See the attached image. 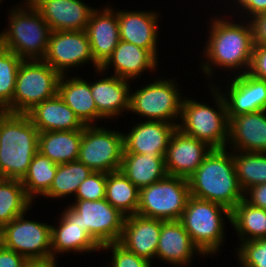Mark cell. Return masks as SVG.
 <instances>
[{"label": "cell", "mask_w": 266, "mask_h": 267, "mask_svg": "<svg viewBox=\"0 0 266 267\" xmlns=\"http://www.w3.org/2000/svg\"><path fill=\"white\" fill-rule=\"evenodd\" d=\"M195 252H197V254H202L179 220H162L156 257L174 264L175 266H184L190 263Z\"/></svg>", "instance_id": "obj_24"}, {"label": "cell", "mask_w": 266, "mask_h": 267, "mask_svg": "<svg viewBox=\"0 0 266 267\" xmlns=\"http://www.w3.org/2000/svg\"><path fill=\"white\" fill-rule=\"evenodd\" d=\"M239 154H233V162L243 192L252 186L266 183V153L240 151Z\"/></svg>", "instance_id": "obj_34"}, {"label": "cell", "mask_w": 266, "mask_h": 267, "mask_svg": "<svg viewBox=\"0 0 266 267\" xmlns=\"http://www.w3.org/2000/svg\"><path fill=\"white\" fill-rule=\"evenodd\" d=\"M41 13L52 31L86 30L92 7L81 0H27Z\"/></svg>", "instance_id": "obj_15"}, {"label": "cell", "mask_w": 266, "mask_h": 267, "mask_svg": "<svg viewBox=\"0 0 266 267\" xmlns=\"http://www.w3.org/2000/svg\"><path fill=\"white\" fill-rule=\"evenodd\" d=\"M58 165L47 156L37 152L29 165L27 174L21 180L27 196L34 200V196L45 195L54 180Z\"/></svg>", "instance_id": "obj_33"}, {"label": "cell", "mask_w": 266, "mask_h": 267, "mask_svg": "<svg viewBox=\"0 0 266 267\" xmlns=\"http://www.w3.org/2000/svg\"><path fill=\"white\" fill-rule=\"evenodd\" d=\"M226 149H212L187 181L191 196L216 202L231 211L245 194L235 172L233 152L231 155Z\"/></svg>", "instance_id": "obj_1"}, {"label": "cell", "mask_w": 266, "mask_h": 267, "mask_svg": "<svg viewBox=\"0 0 266 267\" xmlns=\"http://www.w3.org/2000/svg\"><path fill=\"white\" fill-rule=\"evenodd\" d=\"M27 9H12L9 29L0 33V46L22 60H43L48 50L51 30L31 2ZM28 10V11H26Z\"/></svg>", "instance_id": "obj_4"}, {"label": "cell", "mask_w": 266, "mask_h": 267, "mask_svg": "<svg viewBox=\"0 0 266 267\" xmlns=\"http://www.w3.org/2000/svg\"><path fill=\"white\" fill-rule=\"evenodd\" d=\"M245 10L252 17L266 13V0H252V3Z\"/></svg>", "instance_id": "obj_44"}, {"label": "cell", "mask_w": 266, "mask_h": 267, "mask_svg": "<svg viewBox=\"0 0 266 267\" xmlns=\"http://www.w3.org/2000/svg\"><path fill=\"white\" fill-rule=\"evenodd\" d=\"M59 227L51 226L52 261L56 262L55 254L68 251L93 252L101 247L85 232L78 222V213L69 206L60 218Z\"/></svg>", "instance_id": "obj_20"}, {"label": "cell", "mask_w": 266, "mask_h": 267, "mask_svg": "<svg viewBox=\"0 0 266 267\" xmlns=\"http://www.w3.org/2000/svg\"><path fill=\"white\" fill-rule=\"evenodd\" d=\"M158 14L145 11H118L120 40L148 49L157 56Z\"/></svg>", "instance_id": "obj_23"}, {"label": "cell", "mask_w": 266, "mask_h": 267, "mask_svg": "<svg viewBox=\"0 0 266 267\" xmlns=\"http://www.w3.org/2000/svg\"><path fill=\"white\" fill-rule=\"evenodd\" d=\"M120 170L140 189L167 175L165 155L123 153Z\"/></svg>", "instance_id": "obj_28"}, {"label": "cell", "mask_w": 266, "mask_h": 267, "mask_svg": "<svg viewBox=\"0 0 266 267\" xmlns=\"http://www.w3.org/2000/svg\"><path fill=\"white\" fill-rule=\"evenodd\" d=\"M86 33L94 61L101 67L112 55L120 41L118 12L111 7L95 9L87 23Z\"/></svg>", "instance_id": "obj_18"}, {"label": "cell", "mask_w": 266, "mask_h": 267, "mask_svg": "<svg viewBox=\"0 0 266 267\" xmlns=\"http://www.w3.org/2000/svg\"><path fill=\"white\" fill-rule=\"evenodd\" d=\"M101 249H112V266L111 267H151L152 262L137 256L129 251L119 242L106 244Z\"/></svg>", "instance_id": "obj_39"}, {"label": "cell", "mask_w": 266, "mask_h": 267, "mask_svg": "<svg viewBox=\"0 0 266 267\" xmlns=\"http://www.w3.org/2000/svg\"><path fill=\"white\" fill-rule=\"evenodd\" d=\"M215 87L212 85L211 91L213 90L219 111L188 97L183 98L180 116L182 124H178L177 128L184 134L205 142L212 149H224L229 142V119L223 95Z\"/></svg>", "instance_id": "obj_5"}, {"label": "cell", "mask_w": 266, "mask_h": 267, "mask_svg": "<svg viewBox=\"0 0 266 267\" xmlns=\"http://www.w3.org/2000/svg\"><path fill=\"white\" fill-rule=\"evenodd\" d=\"M210 27L209 39L204 50V55L209 58L207 61L210 63L205 62L202 65L203 72L207 75L212 74L213 64L230 69L244 67L248 72L254 49L251 22L243 26L217 18Z\"/></svg>", "instance_id": "obj_3"}, {"label": "cell", "mask_w": 266, "mask_h": 267, "mask_svg": "<svg viewBox=\"0 0 266 267\" xmlns=\"http://www.w3.org/2000/svg\"><path fill=\"white\" fill-rule=\"evenodd\" d=\"M237 255L241 267H266V238L242 242Z\"/></svg>", "instance_id": "obj_37"}, {"label": "cell", "mask_w": 266, "mask_h": 267, "mask_svg": "<svg viewBox=\"0 0 266 267\" xmlns=\"http://www.w3.org/2000/svg\"><path fill=\"white\" fill-rule=\"evenodd\" d=\"M157 58L148 49L120 40L112 55L97 71L104 72L113 63L115 69L113 75L130 80L146 69L154 70L157 66Z\"/></svg>", "instance_id": "obj_25"}, {"label": "cell", "mask_w": 266, "mask_h": 267, "mask_svg": "<svg viewBox=\"0 0 266 267\" xmlns=\"http://www.w3.org/2000/svg\"><path fill=\"white\" fill-rule=\"evenodd\" d=\"M39 132L81 130L85 125L56 94L26 113Z\"/></svg>", "instance_id": "obj_22"}, {"label": "cell", "mask_w": 266, "mask_h": 267, "mask_svg": "<svg viewBox=\"0 0 266 267\" xmlns=\"http://www.w3.org/2000/svg\"><path fill=\"white\" fill-rule=\"evenodd\" d=\"M251 22L254 45H266V13L254 16Z\"/></svg>", "instance_id": "obj_43"}, {"label": "cell", "mask_w": 266, "mask_h": 267, "mask_svg": "<svg viewBox=\"0 0 266 267\" xmlns=\"http://www.w3.org/2000/svg\"><path fill=\"white\" fill-rule=\"evenodd\" d=\"M211 150L205 142L188 136L177 128L171 136L165 155L167 174L189 178Z\"/></svg>", "instance_id": "obj_14"}, {"label": "cell", "mask_w": 266, "mask_h": 267, "mask_svg": "<svg viewBox=\"0 0 266 267\" xmlns=\"http://www.w3.org/2000/svg\"><path fill=\"white\" fill-rule=\"evenodd\" d=\"M237 3H239L243 10L246 9L251 3H252V0H237Z\"/></svg>", "instance_id": "obj_46"}, {"label": "cell", "mask_w": 266, "mask_h": 267, "mask_svg": "<svg viewBox=\"0 0 266 267\" xmlns=\"http://www.w3.org/2000/svg\"><path fill=\"white\" fill-rule=\"evenodd\" d=\"M233 149L266 153V110L233 116L229 120V138Z\"/></svg>", "instance_id": "obj_21"}, {"label": "cell", "mask_w": 266, "mask_h": 267, "mask_svg": "<svg viewBox=\"0 0 266 267\" xmlns=\"http://www.w3.org/2000/svg\"><path fill=\"white\" fill-rule=\"evenodd\" d=\"M31 203L21 180L0 178V229L25 214Z\"/></svg>", "instance_id": "obj_32"}, {"label": "cell", "mask_w": 266, "mask_h": 267, "mask_svg": "<svg viewBox=\"0 0 266 267\" xmlns=\"http://www.w3.org/2000/svg\"><path fill=\"white\" fill-rule=\"evenodd\" d=\"M93 171L78 160L65 164H59L56 175L49 191L44 197H66V195H75L79 185Z\"/></svg>", "instance_id": "obj_35"}, {"label": "cell", "mask_w": 266, "mask_h": 267, "mask_svg": "<svg viewBox=\"0 0 266 267\" xmlns=\"http://www.w3.org/2000/svg\"><path fill=\"white\" fill-rule=\"evenodd\" d=\"M243 72L234 77L228 96L223 95L229 120L236 115L266 110V80Z\"/></svg>", "instance_id": "obj_16"}, {"label": "cell", "mask_w": 266, "mask_h": 267, "mask_svg": "<svg viewBox=\"0 0 266 267\" xmlns=\"http://www.w3.org/2000/svg\"><path fill=\"white\" fill-rule=\"evenodd\" d=\"M22 214L0 229V243L27 260L52 261L51 226L24 219Z\"/></svg>", "instance_id": "obj_10"}, {"label": "cell", "mask_w": 266, "mask_h": 267, "mask_svg": "<svg viewBox=\"0 0 266 267\" xmlns=\"http://www.w3.org/2000/svg\"><path fill=\"white\" fill-rule=\"evenodd\" d=\"M21 62L19 56L0 46V111H4L12 102Z\"/></svg>", "instance_id": "obj_36"}, {"label": "cell", "mask_w": 266, "mask_h": 267, "mask_svg": "<svg viewBox=\"0 0 266 267\" xmlns=\"http://www.w3.org/2000/svg\"><path fill=\"white\" fill-rule=\"evenodd\" d=\"M107 173L92 172L80 185L75 194L76 200L98 201L105 199Z\"/></svg>", "instance_id": "obj_38"}, {"label": "cell", "mask_w": 266, "mask_h": 267, "mask_svg": "<svg viewBox=\"0 0 266 267\" xmlns=\"http://www.w3.org/2000/svg\"><path fill=\"white\" fill-rule=\"evenodd\" d=\"M124 152V133L85 125L78 161L94 172L120 170Z\"/></svg>", "instance_id": "obj_9"}, {"label": "cell", "mask_w": 266, "mask_h": 267, "mask_svg": "<svg viewBox=\"0 0 266 267\" xmlns=\"http://www.w3.org/2000/svg\"><path fill=\"white\" fill-rule=\"evenodd\" d=\"M230 223L241 242L266 238V209L252 206L244 199L231 210Z\"/></svg>", "instance_id": "obj_30"}, {"label": "cell", "mask_w": 266, "mask_h": 267, "mask_svg": "<svg viewBox=\"0 0 266 267\" xmlns=\"http://www.w3.org/2000/svg\"><path fill=\"white\" fill-rule=\"evenodd\" d=\"M22 267H56V263L47 260H27Z\"/></svg>", "instance_id": "obj_45"}, {"label": "cell", "mask_w": 266, "mask_h": 267, "mask_svg": "<svg viewBox=\"0 0 266 267\" xmlns=\"http://www.w3.org/2000/svg\"><path fill=\"white\" fill-rule=\"evenodd\" d=\"M173 80L159 79L130 94V110L152 121L175 123L183 100ZM179 114V115H178Z\"/></svg>", "instance_id": "obj_11"}, {"label": "cell", "mask_w": 266, "mask_h": 267, "mask_svg": "<svg viewBox=\"0 0 266 267\" xmlns=\"http://www.w3.org/2000/svg\"><path fill=\"white\" fill-rule=\"evenodd\" d=\"M190 196L186 178L167 174L159 181L139 189L137 214L163 221H178Z\"/></svg>", "instance_id": "obj_8"}, {"label": "cell", "mask_w": 266, "mask_h": 267, "mask_svg": "<svg viewBox=\"0 0 266 267\" xmlns=\"http://www.w3.org/2000/svg\"><path fill=\"white\" fill-rule=\"evenodd\" d=\"M60 75L67 68L92 61L96 70L100 66L94 61L86 30L52 31L49 36L48 50L43 59Z\"/></svg>", "instance_id": "obj_13"}, {"label": "cell", "mask_w": 266, "mask_h": 267, "mask_svg": "<svg viewBox=\"0 0 266 267\" xmlns=\"http://www.w3.org/2000/svg\"><path fill=\"white\" fill-rule=\"evenodd\" d=\"M105 199L124 216L134 215L139 204V189L121 170L112 171L107 173Z\"/></svg>", "instance_id": "obj_31"}, {"label": "cell", "mask_w": 266, "mask_h": 267, "mask_svg": "<svg viewBox=\"0 0 266 267\" xmlns=\"http://www.w3.org/2000/svg\"><path fill=\"white\" fill-rule=\"evenodd\" d=\"M61 75L57 94L73 110L84 125H92L98 119V111L91 94V84L79 77L64 79Z\"/></svg>", "instance_id": "obj_27"}, {"label": "cell", "mask_w": 266, "mask_h": 267, "mask_svg": "<svg viewBox=\"0 0 266 267\" xmlns=\"http://www.w3.org/2000/svg\"><path fill=\"white\" fill-rule=\"evenodd\" d=\"M249 74L266 80V45H254Z\"/></svg>", "instance_id": "obj_40"}, {"label": "cell", "mask_w": 266, "mask_h": 267, "mask_svg": "<svg viewBox=\"0 0 266 267\" xmlns=\"http://www.w3.org/2000/svg\"><path fill=\"white\" fill-rule=\"evenodd\" d=\"M60 76L44 60H22L12 102L4 111L26 114L36 104L52 98L58 92Z\"/></svg>", "instance_id": "obj_7"}, {"label": "cell", "mask_w": 266, "mask_h": 267, "mask_svg": "<svg viewBox=\"0 0 266 267\" xmlns=\"http://www.w3.org/2000/svg\"><path fill=\"white\" fill-rule=\"evenodd\" d=\"M128 80L110 76L91 84L98 119L118 116L125 109L130 110V89Z\"/></svg>", "instance_id": "obj_26"}, {"label": "cell", "mask_w": 266, "mask_h": 267, "mask_svg": "<svg viewBox=\"0 0 266 267\" xmlns=\"http://www.w3.org/2000/svg\"><path fill=\"white\" fill-rule=\"evenodd\" d=\"M221 211L231 221V211L225 206L190 196L179 220L195 246L204 255L216 253L224 239Z\"/></svg>", "instance_id": "obj_6"}, {"label": "cell", "mask_w": 266, "mask_h": 267, "mask_svg": "<svg viewBox=\"0 0 266 267\" xmlns=\"http://www.w3.org/2000/svg\"><path fill=\"white\" fill-rule=\"evenodd\" d=\"M82 136L83 129L39 132L38 152L57 165L76 161Z\"/></svg>", "instance_id": "obj_29"}, {"label": "cell", "mask_w": 266, "mask_h": 267, "mask_svg": "<svg viewBox=\"0 0 266 267\" xmlns=\"http://www.w3.org/2000/svg\"><path fill=\"white\" fill-rule=\"evenodd\" d=\"M244 194H249V199L244 196V200L252 206L266 209V183L252 186Z\"/></svg>", "instance_id": "obj_41"}, {"label": "cell", "mask_w": 266, "mask_h": 267, "mask_svg": "<svg viewBox=\"0 0 266 267\" xmlns=\"http://www.w3.org/2000/svg\"><path fill=\"white\" fill-rule=\"evenodd\" d=\"M27 259L0 243V267H22Z\"/></svg>", "instance_id": "obj_42"}, {"label": "cell", "mask_w": 266, "mask_h": 267, "mask_svg": "<svg viewBox=\"0 0 266 267\" xmlns=\"http://www.w3.org/2000/svg\"><path fill=\"white\" fill-rule=\"evenodd\" d=\"M71 207L78 213V222L100 246L120 240L125 217L106 199L76 200Z\"/></svg>", "instance_id": "obj_12"}, {"label": "cell", "mask_w": 266, "mask_h": 267, "mask_svg": "<svg viewBox=\"0 0 266 267\" xmlns=\"http://www.w3.org/2000/svg\"><path fill=\"white\" fill-rule=\"evenodd\" d=\"M38 137L27 114L0 111V178L23 179L38 152Z\"/></svg>", "instance_id": "obj_2"}, {"label": "cell", "mask_w": 266, "mask_h": 267, "mask_svg": "<svg viewBox=\"0 0 266 267\" xmlns=\"http://www.w3.org/2000/svg\"><path fill=\"white\" fill-rule=\"evenodd\" d=\"M162 220L138 214L125 217L120 240L129 251L151 262L155 257L161 233Z\"/></svg>", "instance_id": "obj_17"}, {"label": "cell", "mask_w": 266, "mask_h": 267, "mask_svg": "<svg viewBox=\"0 0 266 267\" xmlns=\"http://www.w3.org/2000/svg\"><path fill=\"white\" fill-rule=\"evenodd\" d=\"M178 125L148 120L136 124L124 135V152L150 155H166L172 134Z\"/></svg>", "instance_id": "obj_19"}]
</instances>
